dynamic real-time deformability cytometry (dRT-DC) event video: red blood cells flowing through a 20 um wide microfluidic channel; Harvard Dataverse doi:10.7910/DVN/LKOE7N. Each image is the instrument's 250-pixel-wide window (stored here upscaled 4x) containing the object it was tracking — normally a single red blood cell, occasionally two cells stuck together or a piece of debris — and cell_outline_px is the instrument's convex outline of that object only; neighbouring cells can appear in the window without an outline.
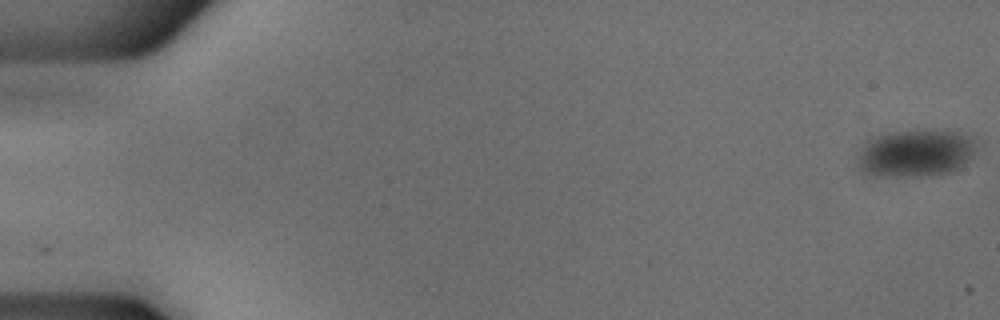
{"species": "common noctule bat (a hibernating species)", "species_latin": "Nyctalus noctula", "temperature_condition": "cold", "stored_images_in_passage": 54, "camera_frame_rate_fps": 3000, "um_per_image_px": 0.085, "animal": {"sex": "male", "body_mass_g": 18.8}, "frame": {"image": 1, "passage_image": 1, "time_ms": 0.0, "image_size_px": [1000, 320], "cell_outline_px": [[976, 148], [972, 156], [960, 168], [948, 172], [920, 176], [876, 176], [864, 172], [860, 168], [860, 152], [864, 144], [868, 140], [876, 136], [892, 132], [916, 128], [932, 128], [960, 132], [972, 136], [976, 144]], "centroid_in_image_um": [77.89, 12.97], "position_along_channel_um": 7.1, "area_um2": 33.18}}
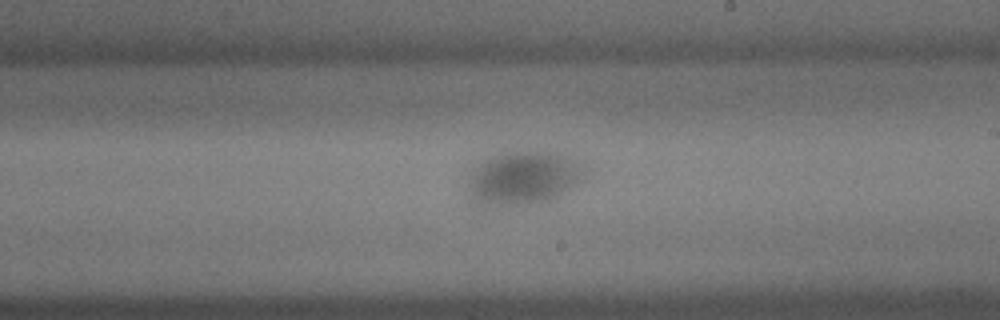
{"frame": {"image": 2, "passage_image": 32, "time_ms": 10.333, "image_size_px": [1000, 320], "cell_outline_px": [[588, 172], [584, 180], [580, 184], [560, 196], [548, 200], [528, 204], [484, 204], [476, 200], [468, 192], [468, 176], [472, 168], [484, 156], [496, 152], [528, 148], [540, 148], [560, 152], [584, 164]], "centroid_in_image_um": [44.56, 15.0], "position_along_channel_um": 244.4, "area_um2": 38.21}}
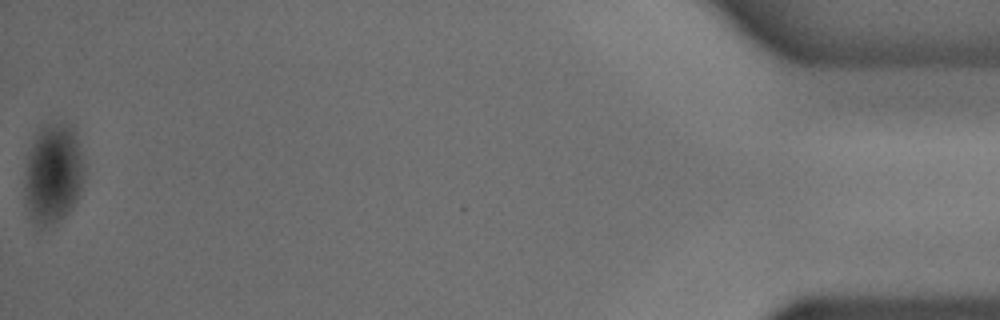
{"frame": {"image": 3, "passage_image": 54, "time_ms": 17.667, "image_size_px": [1000, 320], "cell_outline_px": [[84, 180], [80, 196], [72, 208], [60, 220], [48, 228], [36, 232], [24, 200], [24, 184], [28, 152], [36, 128], [44, 124], [72, 124], [76, 132], [80, 144], [84, 160]], "centroid_in_image_um": [4.51, 14.81], "position_along_channel_um": 430.7, "area_um2": 36.36}}